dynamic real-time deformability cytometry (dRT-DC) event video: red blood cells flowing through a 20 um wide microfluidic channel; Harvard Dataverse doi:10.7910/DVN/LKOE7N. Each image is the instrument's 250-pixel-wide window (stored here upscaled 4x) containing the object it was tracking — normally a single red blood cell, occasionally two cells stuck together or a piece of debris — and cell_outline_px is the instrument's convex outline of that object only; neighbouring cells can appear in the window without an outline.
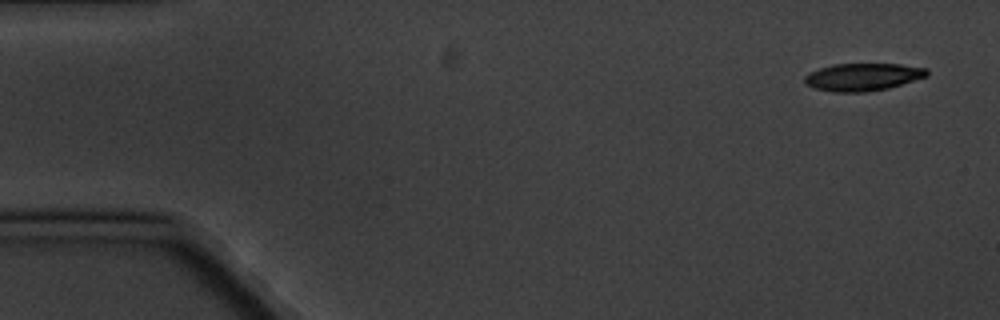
{"species": "common noctule bat (a hibernating species)", "species_latin": "Nyctalus noctula", "temperature_condition": "cold", "stored_images_in_passage": 5, "camera_frame_rate_fps": 3000, "um_per_image_px": 0.085, "animal": {"sex": "male", "body_mass_g": 20.1, "forearm_length_mm": 53.5}, "frame": {"image": 1, "passage_image": 1, "time_ms": 0.0, "image_size_px": [1000, 320], "cell_outline_px": [[928, 76], [888, 88], [868, 92], [832, 92], [816, 88], [804, 84], [804, 76], [808, 72], [832, 64], [900, 64], [928, 68]], "centroid_in_image_um": [73.32, 6.54], "position_along_channel_um": 11.7, "area_um2": 19.77}}
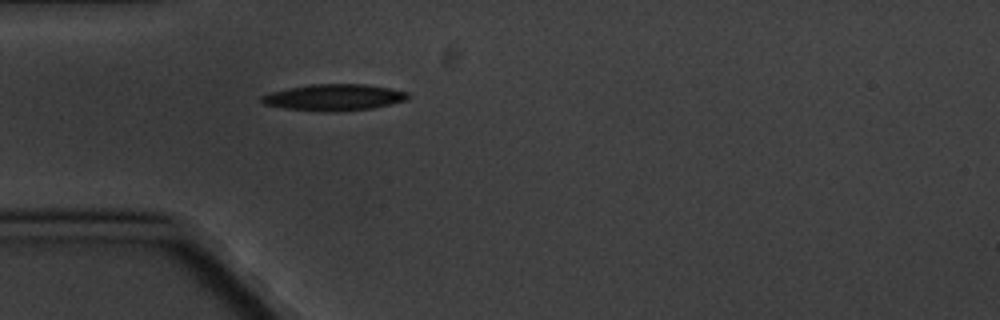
{"frame": {"image": 2, "passage_image": 5, "time_ms": 4.667, "image_size_px": [1000, 320], "cell_outline_px": [[412, 96], [408, 100], [372, 108], [336, 112], [320, 112], [284, 108], [264, 104], [260, 100], [260, 96], [272, 92], [288, 88], [312, 84], [364, 84], [388, 88], [408, 92]], "centroid_in_image_um": [28.41, 8.28], "position_along_channel_um": 56.6, "area_um2": 22.66}}